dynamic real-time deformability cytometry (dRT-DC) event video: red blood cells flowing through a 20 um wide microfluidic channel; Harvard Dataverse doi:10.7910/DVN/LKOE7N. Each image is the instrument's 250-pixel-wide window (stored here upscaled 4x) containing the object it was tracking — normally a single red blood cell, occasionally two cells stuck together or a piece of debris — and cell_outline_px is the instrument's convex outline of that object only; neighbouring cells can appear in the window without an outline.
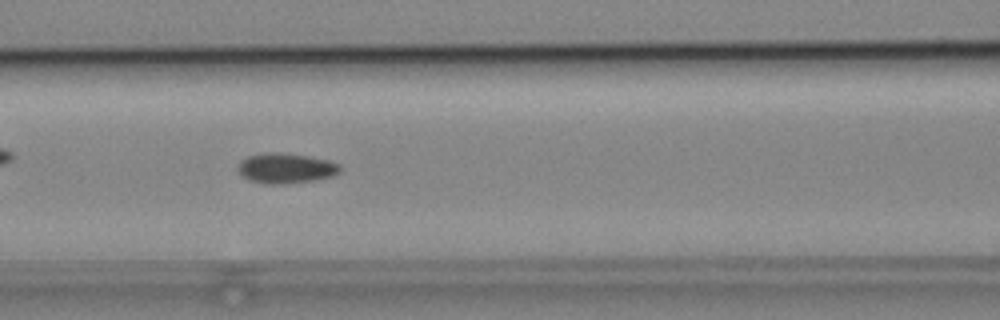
{"species": "common noctule bat (a hibernating species)", "species_latin": "Nyctalus noctula", "temperature_condition": "cold", "stored_images_in_passage": 52, "camera_frame_rate_fps": 3000, "um_per_image_px": 0.085, "animal": {"sex": "male", "body_mass_g": 19.2, "forearm_length_mm": 51.8}, "frame": {"image": 1, "passage_image": 22, "time_ms": 7.0, "image_size_px": [1000, 320], "cell_outline_px": [[340, 172], [332, 176], [312, 180], [272, 184], [268, 184], [252, 180], [244, 176], [236, 168], [236, 164], [240, 160], [248, 156], [268, 152], [284, 152], [308, 156], [328, 160], [340, 164]], "centroid_in_image_um": [24.28, 14.27], "position_along_channel_um": 142.3, "area_um2": 17.74}}
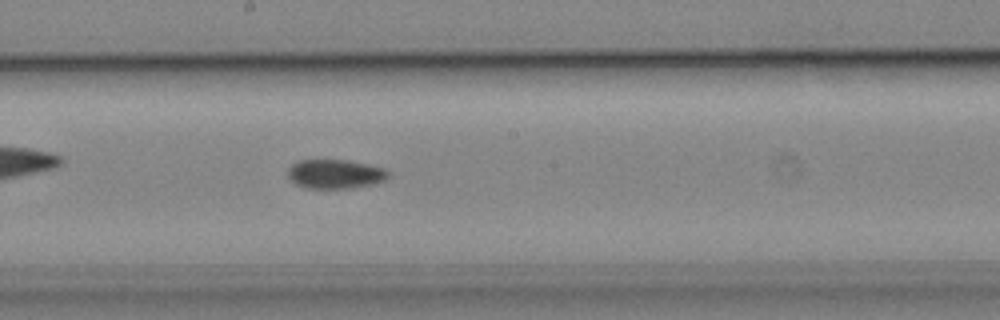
{"frame": {"image": 2, "passage_image": 28, "time_ms": 9.0, "image_size_px": [1000, 320], "cell_outline_px": [[388, 176], [384, 180], [372, 184], [348, 188], [308, 188], [296, 184], [288, 176], [288, 168], [292, 164], [300, 160], [344, 160], [368, 164], [384, 168], [388, 172]], "centroid_in_image_um": [28.47, 14.78], "position_along_channel_um": 219.7, "area_um2": 16.82}}
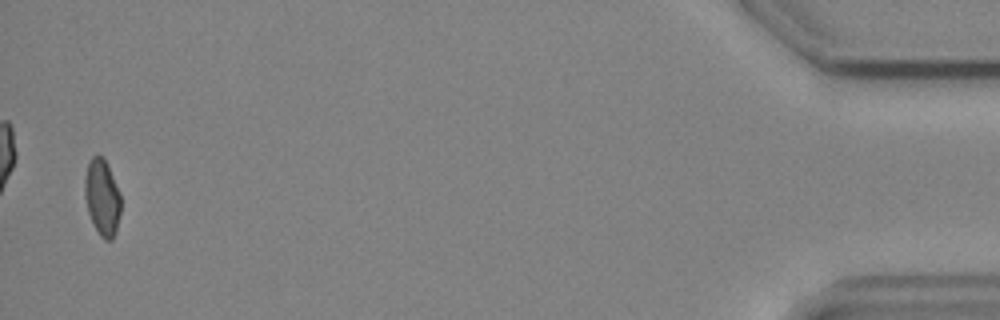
{"frame": {"image": 3, "passage_image": 51, "time_ms": 16.667, "image_size_px": [1000, 320], "cell_outline_px": [[120, 212], [116, 228], [112, 240], [104, 240], [100, 236], [88, 212], [84, 196], [84, 176], [88, 160], [96, 152], [104, 160], [120, 192]], "centroid_in_image_um": [8.65, 16.75], "position_along_channel_um": 426.6, "area_um2": 15.95}, "authors_computed_cell_mechanics": {"area_um2": 16.9065, "velocity_mm_per_s": 3.8832, "shape_relaxation_time_tau1_ms": null, "shape_relaxation_time_tau2_ms": 7.1144, "deformation_change_tau1": null, "deformation_change_tau2": 0.117}}